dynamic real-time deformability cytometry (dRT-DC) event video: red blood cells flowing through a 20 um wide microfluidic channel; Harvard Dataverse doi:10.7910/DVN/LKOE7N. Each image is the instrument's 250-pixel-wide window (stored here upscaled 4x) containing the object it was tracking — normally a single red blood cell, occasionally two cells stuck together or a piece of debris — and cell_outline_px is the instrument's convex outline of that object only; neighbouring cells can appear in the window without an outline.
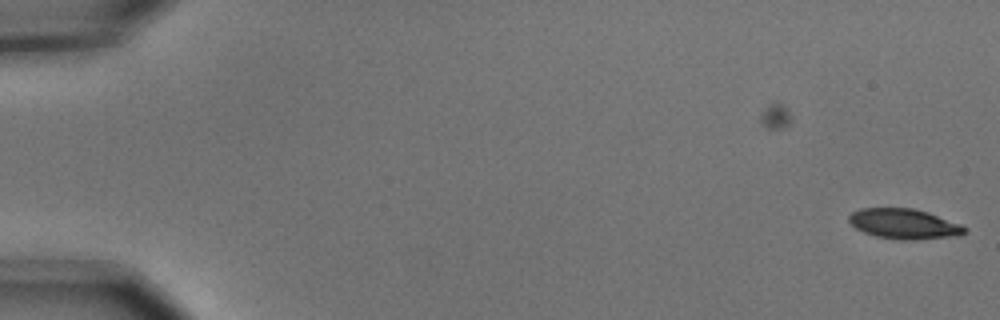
{"species": "common noctule bat (a hibernating species)", "species_latin": "Nyctalus noctula", "temperature_condition": "cold", "stored_images_in_passage": 3, "camera_frame_rate_fps": 3000, "um_per_image_px": 0.085, "animal": {"sex": "male", "body_mass_g": 15.6}, "frame": {"image": 1, "passage_image": 3, "time_ms": 0.667, "image_size_px": [1000, 320], "cell_outline_px": [[968, 232], [960, 236], [912, 240], [900, 240], [876, 236], [864, 232], [856, 228], [848, 220], [848, 216], [852, 212], [860, 208], [912, 208], [928, 212], [960, 224], [968, 228]], "centroid_in_image_um": [76.88, 19.03], "position_along_channel_um": 8.1, "area_um2": 20.46}}